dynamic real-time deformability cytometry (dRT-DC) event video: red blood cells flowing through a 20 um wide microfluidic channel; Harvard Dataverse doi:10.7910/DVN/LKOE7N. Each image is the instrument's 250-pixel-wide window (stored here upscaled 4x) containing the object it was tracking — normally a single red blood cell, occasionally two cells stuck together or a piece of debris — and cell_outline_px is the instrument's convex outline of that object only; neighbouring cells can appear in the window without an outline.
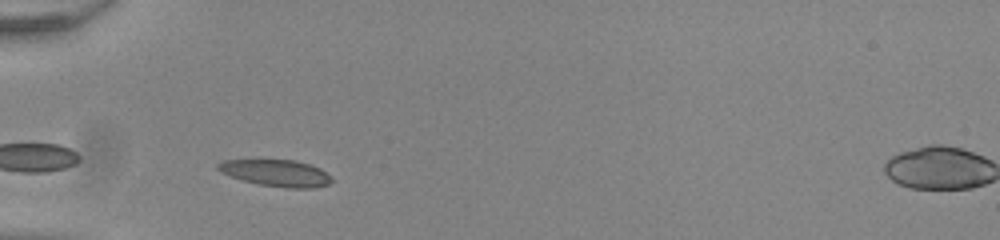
{"species": "common noctule bat (a hibernating species)", "species_latin": "Nyctalus noctula", "temperature_condition": "room temperature", "stored_images_in_passage": 36, "camera_frame_rate_fps": 3000, "um_per_image_px": 0.085, "animal": {"sex": "male", "body_mass_g": 20.0, "forearm_length_mm": 53.3}, "frame": {"image": 1, "passage_image": 3, "time_ms": 0.667, "image_size_px": [1000, 240], "cell_outline_px": [[332, 180], [328, 184], [312, 188], [288, 188], [260, 184], [244, 180], [220, 172], [216, 168], [216, 164], [224, 160], [252, 156], [260, 156], [296, 160], [320, 168]], "centroid_in_image_um": [23.35, 14.62], "position_along_channel_um": 61.6, "area_um2": 18.5}}
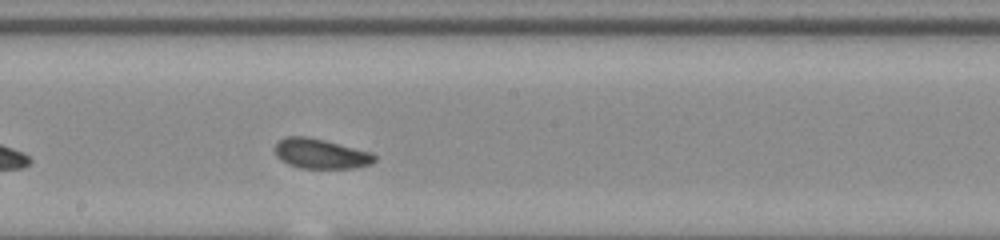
{"frame": {"image": 2, "passage_image": 16, "time_ms": 5.0, "image_size_px": [1000, 240], "cell_outline_px": [[376, 160], [372, 164], [356, 168], [300, 168], [288, 164], [280, 160], [276, 156], [272, 148], [280, 140], [288, 136], [308, 136], [372, 152], [376, 156]], "centroid_in_image_um": [27.25, 13.07], "position_along_channel_um": 220.9, "area_um2": 17.57}}
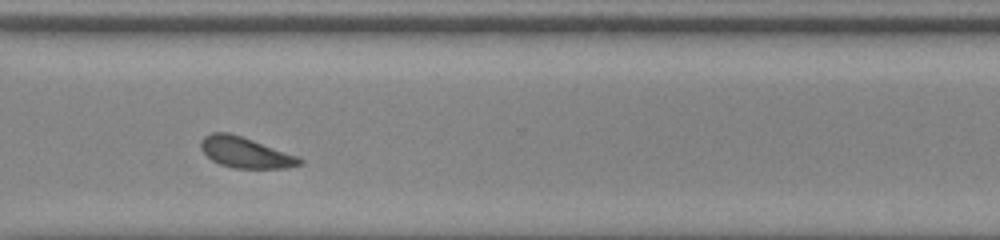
{"frame": {"image": 3, "passage_image": 26, "time_ms": 8.333, "image_size_px": [1000, 240], "cell_outline_px": [[304, 160], [300, 164], [284, 168], [232, 168], [220, 164], [212, 160], [200, 148], [200, 140], [204, 136], [212, 132], [228, 132], [300, 156]], "centroid_in_image_um": [20.85, 12.96], "position_along_channel_um": 349.7, "area_um2": 17.63}, "authors_computed_cell_mechanics": {"area_um2": 17.0221, "velocity_mm_per_s": 3.8636, "shape_relaxation_time_tau1_ms": 2.5277, "shape_relaxation_time_tau2_ms": 4.4775, "deformation_change_tau1": 0.0994, "deformation_change_tau2": 0.1297}}